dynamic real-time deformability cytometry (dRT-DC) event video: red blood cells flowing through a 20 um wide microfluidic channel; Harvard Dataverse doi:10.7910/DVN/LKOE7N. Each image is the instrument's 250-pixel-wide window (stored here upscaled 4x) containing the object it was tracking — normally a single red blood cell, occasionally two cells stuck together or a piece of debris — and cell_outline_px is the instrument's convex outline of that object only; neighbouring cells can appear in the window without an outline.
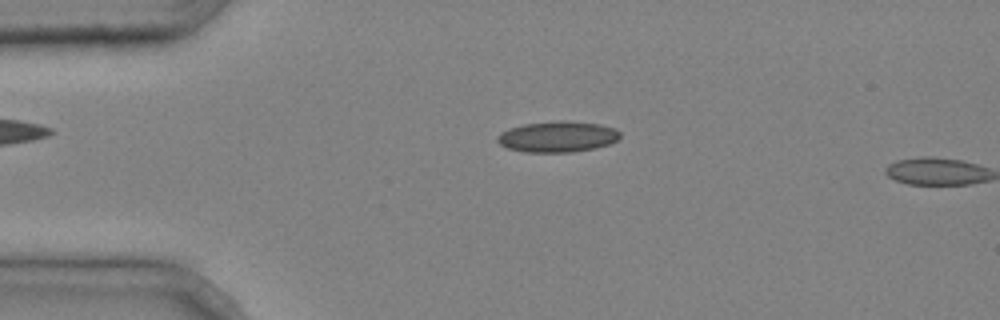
{"species": "common noctule bat (a hibernating species)", "species_latin": "Nyctalus noctula", "temperature_condition": "cold", "stored_images_in_passage": 3, "camera_frame_rate_fps": 3000, "um_per_image_px": 0.085, "animal": {"sex": "male", "body_mass_g": 20.4}, "frame": {"image": 1, "passage_image": 2, "time_ms": 0.333, "image_size_px": [1000, 320], "cell_outline_px": [[620, 136], [616, 140], [608, 144], [596, 148], [572, 152], [524, 152], [508, 148], [500, 144], [496, 140], [496, 136], [500, 132], [524, 124], [560, 120], [564, 120], [600, 124], [616, 128], [620, 132]], "centroid_in_image_um": [47.4, 11.62], "position_along_channel_um": 37.6, "area_um2": 22.14}}